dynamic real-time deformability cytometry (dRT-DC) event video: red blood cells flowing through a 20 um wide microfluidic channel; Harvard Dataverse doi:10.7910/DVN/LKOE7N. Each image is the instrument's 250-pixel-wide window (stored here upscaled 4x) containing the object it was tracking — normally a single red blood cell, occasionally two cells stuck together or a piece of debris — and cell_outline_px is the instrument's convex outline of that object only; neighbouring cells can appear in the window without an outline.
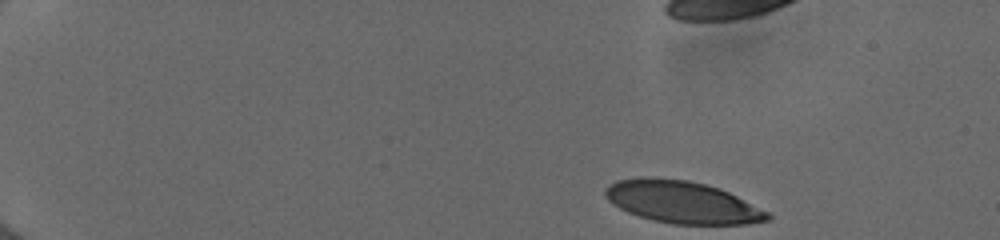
{"species": "human", "species_latin": "Homo sapiens", "temperature_condition": "cold", "stored_images_in_passage": 46, "camera_frame_rate_fps": 3000, "um_per_image_px": 0.085, "donor": {"sex": "female"}, "frame": {"image": 1, "passage_image": 1, "time_ms": 0.0, "image_size_px": [1000, 240], "cell_outline_px": [[772, 216], [768, 220], [748, 224], [672, 224], [652, 220], [628, 212], [620, 208], [608, 200], [604, 192], [604, 188], [608, 184], [616, 180], [640, 176], [648, 176], [688, 180], [720, 188], [768, 212]], "centroid_in_image_um": [57.94, 17.16], "position_along_channel_um": 27.1, "area_um2": 39.94}}
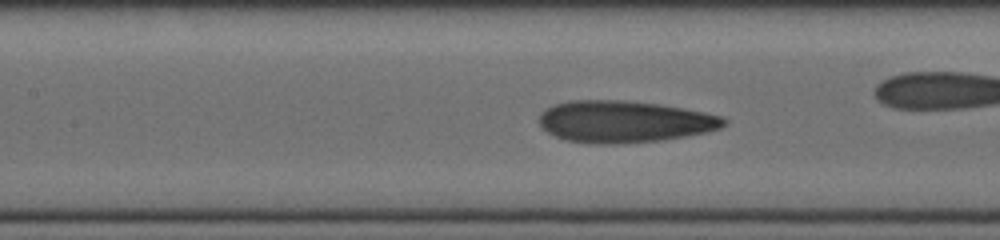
{"frame": {"image": 2, "passage_image": 20, "time_ms": 6.333, "image_size_px": [1000, 240], "cell_outline_px": [[728, 124], [720, 128], [708, 132], [660, 140], [616, 144], [600, 144], [564, 140], [540, 128], [540, 112], [556, 104], [572, 100], [624, 100], [660, 104], [704, 112], [724, 116], [728, 120]], "centroid_in_image_um": [53.09, 10.33], "position_along_channel_um": 154.3, "area_um2": 45.08}}
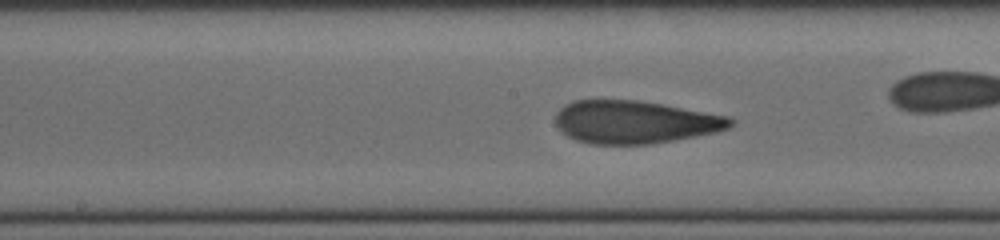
{"frame": {"image": 3, "passage_image": 23, "time_ms": 7.333, "image_size_px": [1000, 240], "cell_outline_px": [[736, 120], [728, 128], [716, 132], [696, 136], [652, 144], [588, 144], [576, 140], [560, 132], [556, 124], [556, 112], [564, 104], [572, 100], [636, 100], [732, 116]], "centroid_in_image_um": [53.95, 10.37], "position_along_channel_um": 194.2, "area_um2": 43.93}, "authors_computed_cell_mechanics": {"area_um2": 42.9743, "velocity_mm_per_s": 3.9905, "shape_relaxation_time_tau1_ms": 4.6741, "shape_relaxation_time_tau2_ms": 0.9699, "deformation_change_tau1": 0.2093, "deformation_change_tau2": 0.0857}}